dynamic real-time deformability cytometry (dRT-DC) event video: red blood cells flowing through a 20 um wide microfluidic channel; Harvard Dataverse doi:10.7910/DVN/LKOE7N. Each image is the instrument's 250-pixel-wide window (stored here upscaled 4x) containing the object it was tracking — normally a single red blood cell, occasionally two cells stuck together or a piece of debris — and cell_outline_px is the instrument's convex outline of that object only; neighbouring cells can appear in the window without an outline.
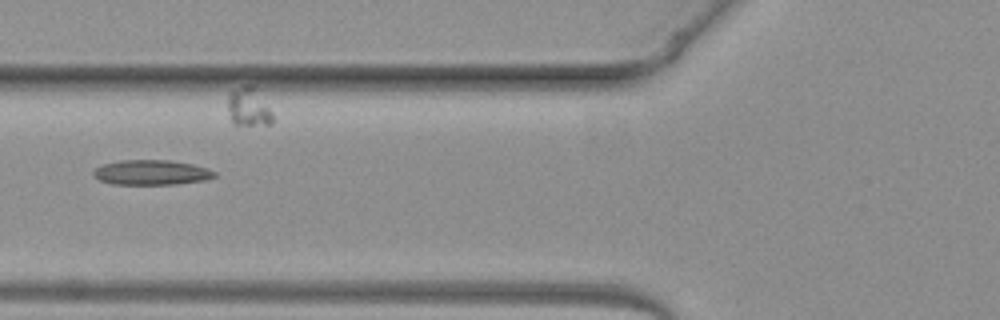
{"species": "common noctule bat (a hibernating species)", "species_latin": "Nyctalus noctula", "temperature_condition": "warm", "stored_images_in_passage": 7, "camera_frame_rate_fps": 3000, "um_per_image_px": 0.085, "animal": {"sex": "female", "body_mass_g": 19.3, "forearm_length_mm": 54.1}, "frame": {"image": 1, "passage_image": 5, "time_ms": 4.667, "image_size_px": [1000, 320], "cell_outline_px": [[216, 176], [204, 180], [172, 184], [112, 184], [100, 180], [92, 172], [100, 164], [120, 160], [172, 160], [192, 164], [208, 168], [216, 172]], "centroid_in_image_um": [12.87, 14.64], "position_along_channel_um": 112.9, "area_um2": 17.57}}
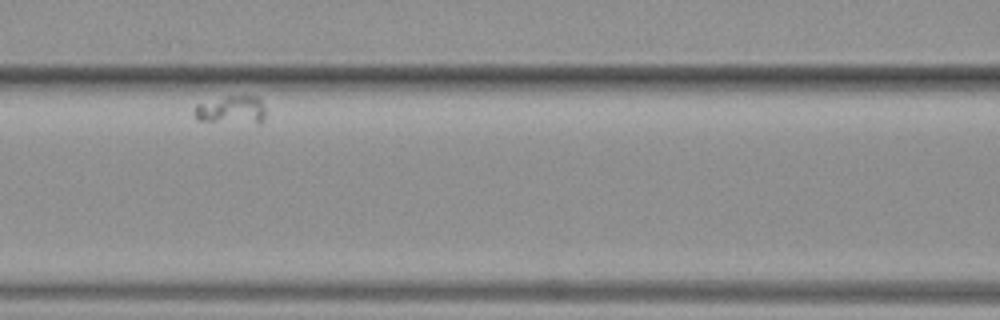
{"frame": {"image": 2, "passage_image": 6, "time_ms": 6.0, "image_size_px": [1000, 320], "cell_outline_px": [[264, 120], [260, 124], [256, 124], [196, 120], [196, 104], [224, 96], [244, 92], [260, 96], [264, 108]], "centroid_in_image_um": [19.76, 9.29], "position_along_channel_um": 146.8, "area_um2": 12.37}}
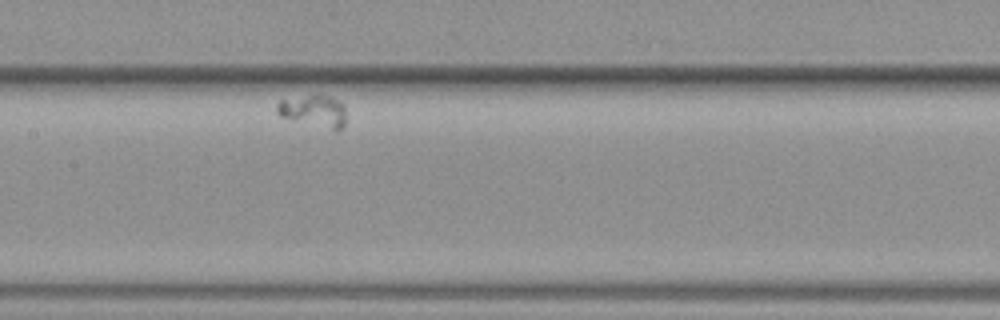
{"frame": {"image": 3, "passage_image": 7, "time_ms": 7.0, "image_size_px": [1000, 320], "cell_outline_px": [[344, 128], [336, 132], [280, 116], [276, 112], [276, 104], [280, 100], [312, 96], [332, 96], [344, 104]], "centroid_in_image_um": [26.71, 9.48], "position_along_channel_um": 180.7, "area_um2": 12.83}}